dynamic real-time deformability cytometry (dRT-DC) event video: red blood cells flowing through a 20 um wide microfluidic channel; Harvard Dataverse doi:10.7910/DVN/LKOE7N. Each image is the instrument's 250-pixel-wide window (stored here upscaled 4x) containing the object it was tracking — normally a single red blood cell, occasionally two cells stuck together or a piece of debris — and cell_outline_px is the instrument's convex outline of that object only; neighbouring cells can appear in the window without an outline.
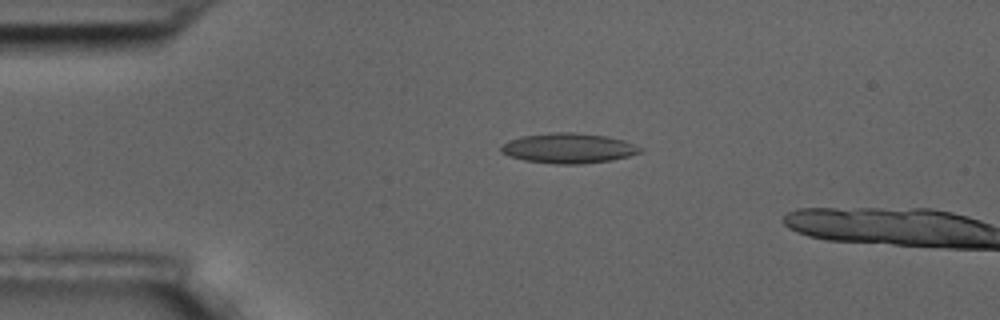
{"species": "common noctule bat (a hibernating species)", "species_latin": "Nyctalus noctula", "temperature_condition": "room temperature", "stored_images_in_passage": 4, "camera_frame_rate_fps": 3000, "um_per_image_px": 0.085, "animal": {"sex": "male", "body_mass_g": 17.5, "forearm_length_mm": 52.3}, "frame": {"image": 1, "passage_image": 3, "time_ms": 0.667, "image_size_px": [1000, 320], "cell_outline_px": [[644, 152], [612, 160], [580, 164], [556, 164], [524, 160], [508, 156], [500, 152], [500, 148], [508, 140], [524, 136], [556, 132], [576, 132], [608, 136], [624, 140], [644, 148]], "centroid_in_image_um": [48.36, 12.6], "position_along_channel_um": 36.6, "area_um2": 24.51}}